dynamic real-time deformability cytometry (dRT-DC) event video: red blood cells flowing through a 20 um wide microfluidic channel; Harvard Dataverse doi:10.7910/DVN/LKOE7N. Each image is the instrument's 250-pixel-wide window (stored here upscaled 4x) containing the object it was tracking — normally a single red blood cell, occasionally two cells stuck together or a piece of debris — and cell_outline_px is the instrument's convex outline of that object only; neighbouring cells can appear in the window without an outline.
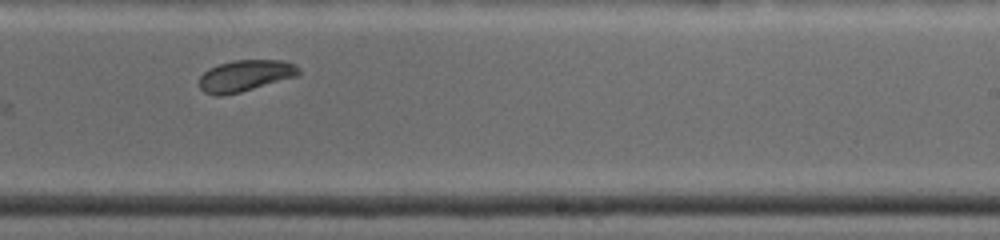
{"species": "common noctule bat (a hibernating species)", "species_latin": "Nyctalus noctula", "temperature_condition": "warm", "stored_images_in_passage": 15, "camera_frame_rate_fps": 4500, "um_per_image_px": 0.085, "animal": {"sex": "female", "body_mass_g": 19.0, "forearm_length_mm": 53.3}, "frame": {"image": 1, "passage_image": 10, "time_ms": 7.556, "image_size_px": [1000, 240], "cell_outline_px": [[300, 72], [296, 76], [240, 92], [224, 96], [216, 96], [204, 92], [200, 88], [200, 76], [208, 68], [232, 60], [280, 60], [296, 64], [300, 68]], "centroid_in_image_um": [20.82, 6.43], "position_along_channel_um": 268.2, "area_um2": 18.15}}
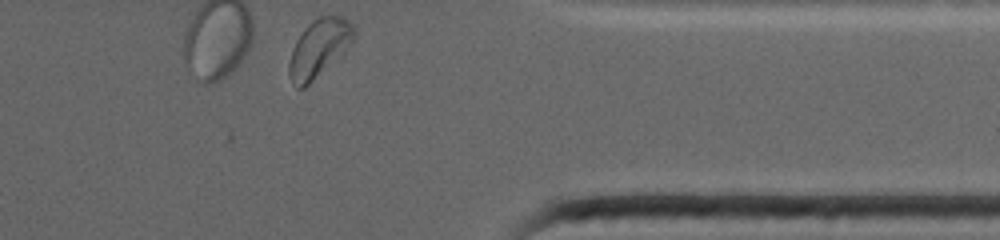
{"frame": {"image": 2, "passage_image": 14, "time_ms": 10.889, "image_size_px": [1000, 240], "cell_outline_px": [[356, 32], [352, 40], [344, 52], [304, 88], [296, 88], [288, 76], [288, 64], [292, 48], [296, 40], [304, 28], [312, 20], [320, 16], [340, 16], [348, 20], [352, 24]], "centroid_in_image_um": [27.08, 4.09], "position_along_channel_um": 384.3, "area_um2": 21.68}}